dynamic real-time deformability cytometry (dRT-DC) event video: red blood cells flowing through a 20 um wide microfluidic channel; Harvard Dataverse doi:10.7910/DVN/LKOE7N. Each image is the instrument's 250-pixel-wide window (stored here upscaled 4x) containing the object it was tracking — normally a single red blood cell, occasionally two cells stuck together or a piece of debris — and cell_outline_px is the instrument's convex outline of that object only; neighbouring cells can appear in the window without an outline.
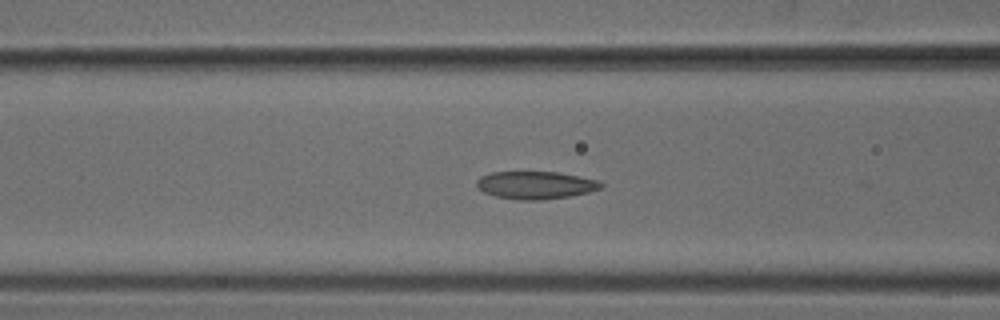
{"species": "common noctule bat (a hibernating species)", "species_latin": "Nyctalus noctula", "temperature_condition": "cold", "stored_images_in_passage": 25, "camera_frame_rate_fps": 3000, "um_per_image_px": 0.085, "animal": {"sex": "male", "body_mass_g": 18.8}, "frame": {"image": 1, "passage_image": 21, "time_ms": 6.667, "image_size_px": [1000, 320], "cell_outline_px": [[604, 184], [600, 188], [588, 192], [568, 196], [540, 200], [516, 200], [496, 196], [484, 192], [476, 184], [476, 180], [480, 176], [492, 172], [560, 172], [600, 180]], "centroid_in_image_um": [45.54, 15.72], "position_along_channel_um": 121.1, "area_um2": 20.06}}
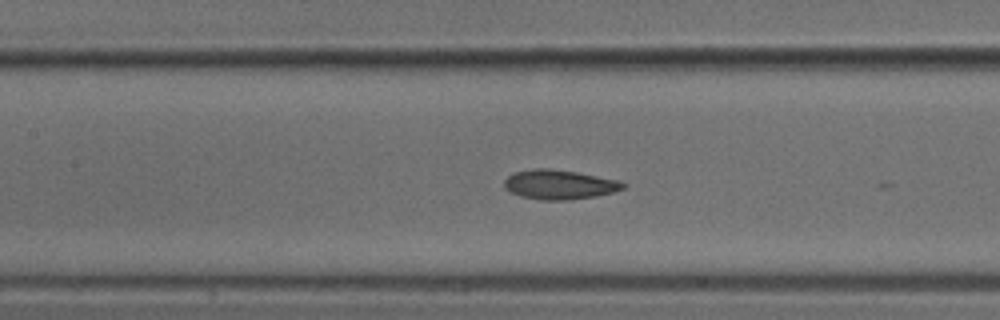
{"frame": {"image": 2, "passage_image": 24, "time_ms": 7.667, "image_size_px": [1000, 320], "cell_outline_px": [[624, 188], [612, 192], [596, 196], [564, 200], [544, 200], [520, 196], [504, 188], [504, 180], [512, 172], [532, 168], [548, 168], [576, 172], [620, 180], [624, 184]], "centroid_in_image_um": [47.5, 15.67], "position_along_channel_um": 159.9, "area_um2": 20.35}}